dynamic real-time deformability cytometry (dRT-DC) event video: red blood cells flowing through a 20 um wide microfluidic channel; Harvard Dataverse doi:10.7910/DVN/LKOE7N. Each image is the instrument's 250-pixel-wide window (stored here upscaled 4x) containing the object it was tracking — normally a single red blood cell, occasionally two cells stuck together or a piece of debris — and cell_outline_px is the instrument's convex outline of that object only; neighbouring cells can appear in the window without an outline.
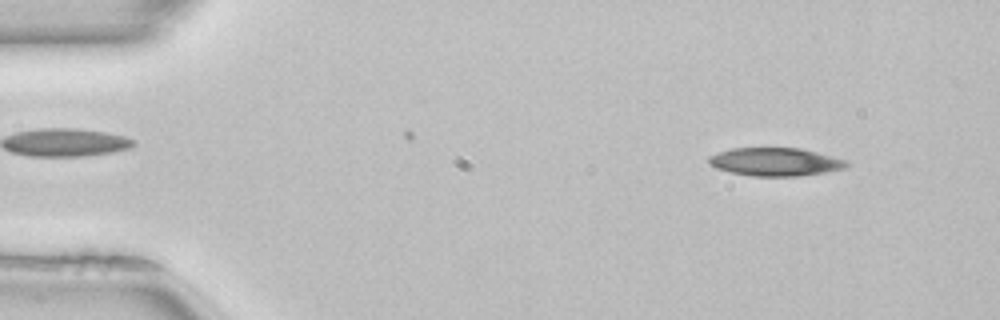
{"species": "common noctule bat (a hibernating species)", "species_latin": "Nyctalus noctula", "temperature_condition": "room temperature", "stored_images_in_passage": 50, "camera_frame_rate_fps": 3000, "um_per_image_px": 0.085, "animal": {"sex": "female", "body_mass_g": 22.7, "forearm_length_mm": 54.2}, "frame": {"image": 1, "passage_image": 5, "time_ms": 1.333, "image_size_px": [1000, 320], "cell_outline_px": [[848, 164], [844, 168], [828, 172], [800, 176], [752, 176], [732, 172], [716, 168], [708, 164], [708, 156], [732, 148], [800, 148], [848, 160]], "centroid_in_image_um": [65.91, 13.76], "position_along_channel_um": 19.1, "area_um2": 22.6}}
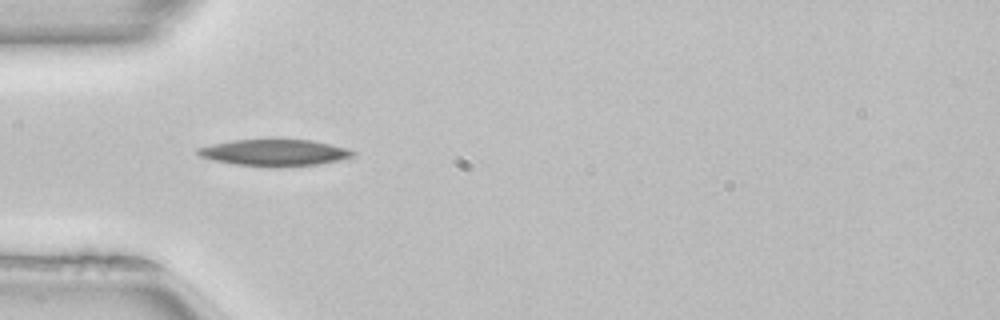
{"frame": {"image": 2, "passage_image": 15, "time_ms": 4.667, "image_size_px": [1000, 320], "cell_outline_px": [[356, 156], [340, 160], [320, 164], [280, 168], [276, 168], [236, 164], [216, 160], [200, 156], [196, 152], [196, 148], [212, 144], [232, 140], [312, 140], [348, 148], [356, 152]], "centroid_in_image_um": [23.4, 12.99], "position_along_channel_um": 61.6, "area_um2": 24.16}}
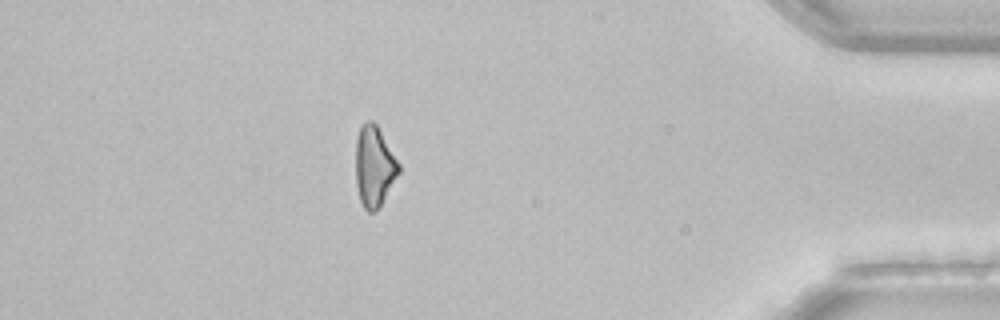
{"frame": {"image": 3, "passage_image": 44, "time_ms": 14.333, "image_size_px": [1000, 320], "cell_outline_px": [[400, 172], [380, 208], [376, 212], [368, 212], [364, 208], [360, 200], [356, 184], [356, 140], [360, 124], [364, 120], [372, 120], [376, 124], [400, 164]], "centroid_in_image_um": [31.81, 14.15], "position_along_channel_um": 403.4, "area_um2": 20.52}, "authors_computed_cell_mechanics": {"area_um2": 22.6287, "velocity_mm_per_s": 4.0334, "shape_relaxation_time_tau1_ms": 5.1695, "shape_relaxation_time_tau2_ms": null, "deformation_change_tau1": 0.1326, "deformation_change_tau2": null}}